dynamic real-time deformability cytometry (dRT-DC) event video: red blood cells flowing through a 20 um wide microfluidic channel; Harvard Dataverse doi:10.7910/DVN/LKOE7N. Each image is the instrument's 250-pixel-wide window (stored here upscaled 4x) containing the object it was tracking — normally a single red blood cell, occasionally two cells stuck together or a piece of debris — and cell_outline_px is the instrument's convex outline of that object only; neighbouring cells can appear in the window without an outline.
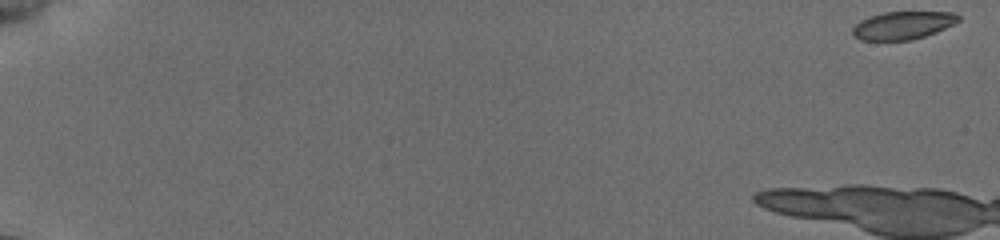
{"species": "common noctule bat (a hibernating species)", "species_latin": "Nyctalus noctula", "temperature_condition": "cold", "stored_images_in_passage": 37, "camera_frame_rate_fps": 3000, "um_per_image_px": 0.085, "animal": {"sex": "female", "body_mass_g": 19.5, "forearm_length_mm": 54.1}, "frame": {"image": 1, "passage_image": 1, "time_ms": 0.0, "image_size_px": [1000, 240], "cell_outline_px": [[960, 20], [936, 32], [924, 36], [908, 40], [860, 40], [852, 36], [852, 28], [860, 20], [868, 16], [884, 12], [956, 12], [960, 16]], "centroid_in_image_um": [76.71, 2.14], "position_along_channel_um": 8.3, "area_um2": 17.22}}